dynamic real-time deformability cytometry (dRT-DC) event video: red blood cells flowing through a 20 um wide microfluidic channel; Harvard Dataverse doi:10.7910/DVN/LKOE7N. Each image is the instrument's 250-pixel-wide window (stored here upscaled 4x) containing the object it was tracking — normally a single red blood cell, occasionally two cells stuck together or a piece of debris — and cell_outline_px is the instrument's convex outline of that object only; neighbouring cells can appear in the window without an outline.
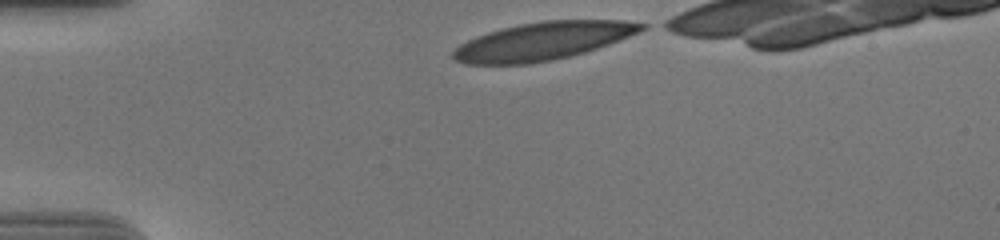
{"species": "human", "species_latin": "Homo sapiens", "temperature_condition": "cold", "stored_images_in_passage": 34, "camera_frame_rate_fps": 3000, "um_per_image_px": 0.085, "donor": {"sex": "male"}, "frame": {"image": 1, "passage_image": 1, "time_ms": 0.0, "image_size_px": [1000, 240], "cell_outline_px": [[648, 28], [640, 32], [620, 40], [584, 52], [552, 60], [528, 64], [464, 64], [456, 60], [452, 56], [452, 52], [460, 44], [476, 36], [500, 28], [520, 24], [544, 20], [624, 20], [648, 24]], "centroid_in_image_um": [46.17, 3.48], "position_along_channel_um": 38.8, "area_um2": 41.56}}
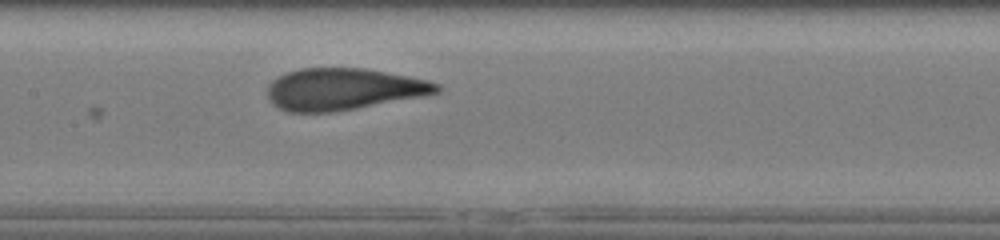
{"frame": {"image": 2, "passage_image": 16, "time_ms": 5.0, "image_size_px": [1000, 240], "cell_outline_px": [[444, 88], [440, 92], [424, 96], [336, 112], [288, 112], [272, 104], [268, 96], [268, 84], [272, 80], [288, 72], [300, 68], [364, 68], [408, 76], [428, 80], [440, 84]], "centroid_in_image_um": [29.22, 7.58], "position_along_channel_um": 178.2, "area_um2": 41.38}}
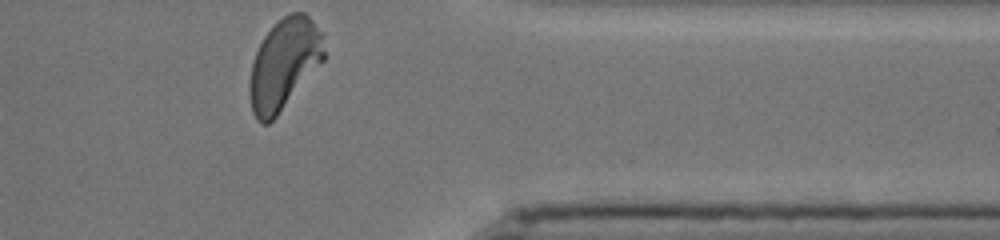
{"frame": {"image": 3, "passage_image": 34, "time_ms": 11.0, "image_size_px": [1000, 240], "cell_outline_px": [[324, 60], [276, 116], [268, 124], [260, 124], [256, 120], [252, 112], [248, 92], [248, 84], [252, 64], [256, 52], [264, 36], [284, 16], [292, 12], [304, 12], [324, 32]], "centroid_in_image_um": [24.14, 5.46], "position_along_channel_um": 387.3, "area_um2": 39.3}, "authors_computed_cell_mechanics": {"area_um2": 41.7316, "velocity_mm_per_s": 3.6685, "shape_relaxation_time_tau1_ms": 4.1207, "shape_relaxation_time_tau2_ms": null, "deformation_change_tau1": 0.2069, "deformation_change_tau2": null}}